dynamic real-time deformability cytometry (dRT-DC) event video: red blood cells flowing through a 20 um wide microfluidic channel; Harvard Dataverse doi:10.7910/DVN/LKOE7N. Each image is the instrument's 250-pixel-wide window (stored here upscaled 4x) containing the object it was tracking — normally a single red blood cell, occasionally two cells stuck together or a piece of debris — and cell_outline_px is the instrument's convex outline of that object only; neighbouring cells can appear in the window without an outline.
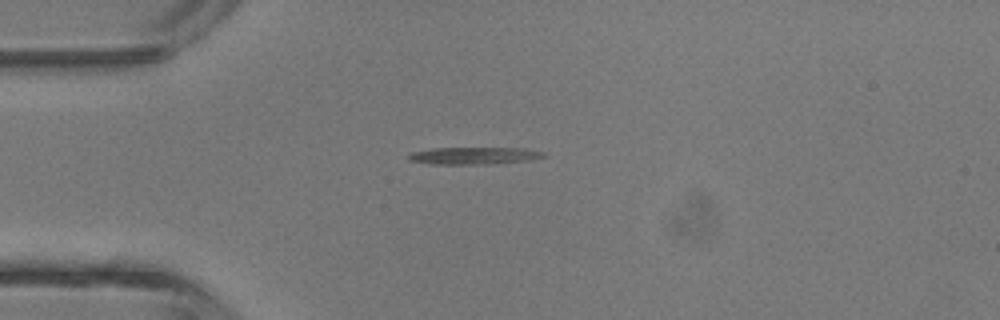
{"species": "common noctule bat (a hibernating species)", "species_latin": "Nyctalus noctula", "temperature_condition": "room temperature", "stored_images_in_passage": 2, "camera_frame_rate_fps": 3000, "um_per_image_px": 0.085, "animal": {"sex": "male", "body_mass_g": 13.3}, "frame": {"image": 1, "passage_image": 2, "time_ms": 2.0, "image_size_px": [1000, 320], "cell_outline_px": [[544, 156], [528, 160], [484, 164], [428, 164], [408, 160], [408, 156], [412, 152], [432, 148], [524, 148], [544, 152]], "centroid_in_image_um": [40.22, 13.23], "position_along_channel_um": 44.8, "area_um2": 13.35}}